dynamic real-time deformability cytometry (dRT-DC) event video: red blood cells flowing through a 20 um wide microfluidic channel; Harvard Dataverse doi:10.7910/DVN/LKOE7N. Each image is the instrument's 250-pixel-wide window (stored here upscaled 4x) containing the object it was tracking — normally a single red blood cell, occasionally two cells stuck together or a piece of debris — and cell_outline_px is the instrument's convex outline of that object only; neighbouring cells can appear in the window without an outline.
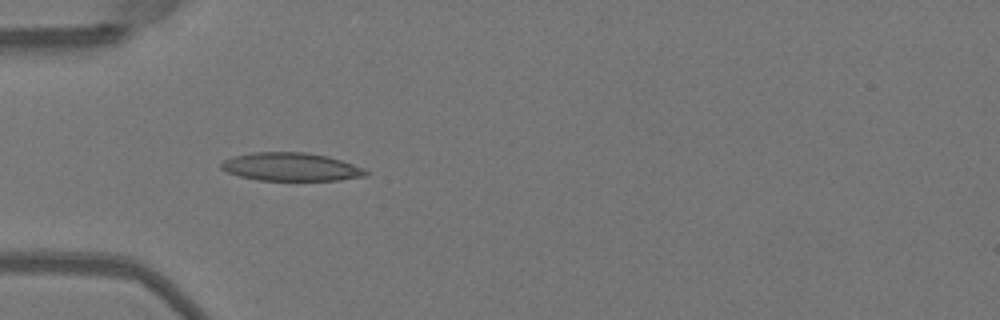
{"species": "Egyptian fruit bat (a non-hibernating species)", "species_latin": "Rousettus aegyptiacus", "temperature_condition": "warm", "stored_images_in_passage": 36, "camera_frame_rate_fps": 3000, "um_per_image_px": 0.085, "animal": {"sex": "female"}, "frame": {"image": 1, "passage_image": 1, "time_ms": 0.0, "image_size_px": [1000, 320], "cell_outline_px": [[368, 176], [340, 180], [256, 180], [240, 176], [228, 172], [220, 168], [220, 164], [224, 160], [232, 156], [252, 152], [304, 152], [328, 156], [364, 168], [368, 172]], "centroid_in_image_um": [24.73, 14.18], "position_along_channel_um": 60.3, "area_um2": 23.81}}
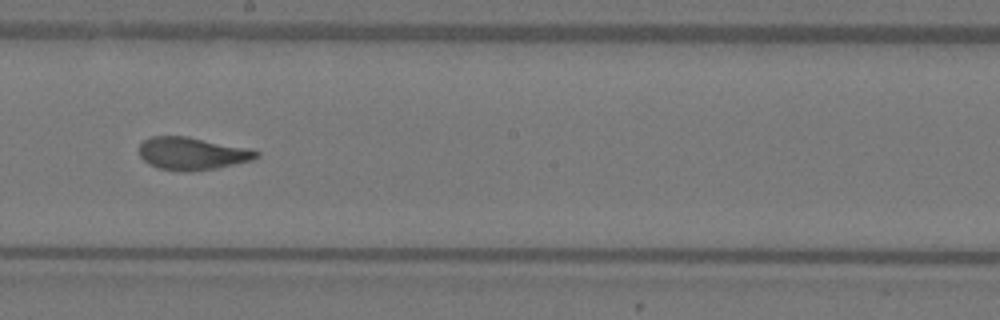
{"frame": {"image": 2, "passage_image": 14, "time_ms": 4.333, "image_size_px": [1000, 320], "cell_outline_px": [[260, 156], [252, 160], [216, 168], [188, 172], [156, 168], [148, 164], [140, 156], [140, 144], [144, 140], [152, 136], [188, 136], [252, 148], [260, 152]], "centroid_in_image_um": [16.37, 13.04], "position_along_channel_um": 231.8, "area_um2": 22.54}}
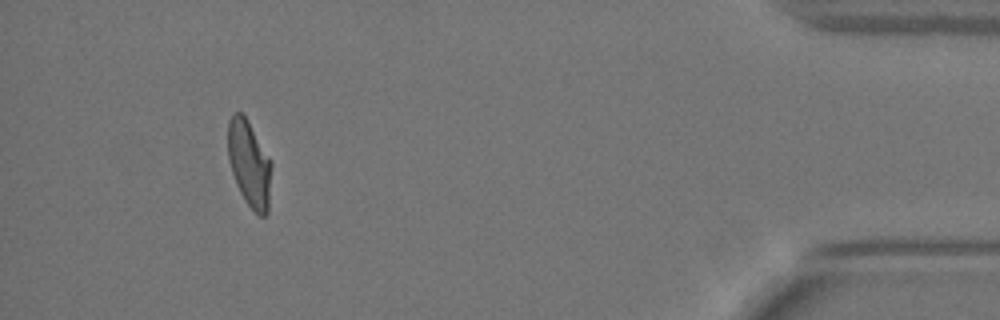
{"frame": {"image": 3, "passage_image": 32, "time_ms": 10.333, "image_size_px": [1000, 320], "cell_outline_px": [[272, 164], [268, 212], [264, 216], [260, 216], [244, 200], [236, 184], [232, 172], [228, 156], [228, 120], [232, 112], [240, 112], [248, 120], [272, 160]], "centroid_in_image_um": [21.2, 13.89], "position_along_channel_um": 414.0, "area_um2": 22.08}, "authors_computed_cell_mechanics": {"area_um2": 22.542, "velocity_mm_per_s": 4.033, "shape_relaxation_time_tau1_ms": 5.9092, "shape_relaxation_time_tau2_ms": 1.0483, "deformation_change_tau1": 0.2, "deformation_change_tau2": 0.0707}}